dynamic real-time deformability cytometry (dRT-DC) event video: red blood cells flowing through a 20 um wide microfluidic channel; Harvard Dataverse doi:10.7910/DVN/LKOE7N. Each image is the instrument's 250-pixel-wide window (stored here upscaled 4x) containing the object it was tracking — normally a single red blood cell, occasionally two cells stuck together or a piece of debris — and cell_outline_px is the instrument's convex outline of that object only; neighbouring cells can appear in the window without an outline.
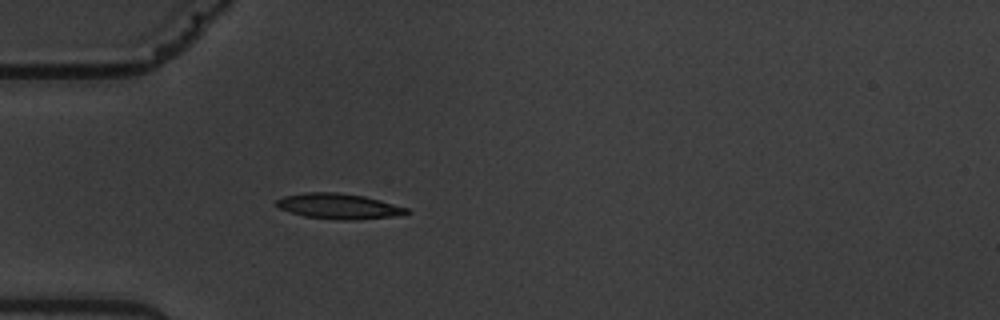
{"species": "common noctule bat (a hibernating species)", "species_latin": "Nyctalus noctula", "temperature_condition": "warm", "stored_images_in_passage": 2, "camera_frame_rate_fps": 3000, "um_per_image_px": 0.085, "animal": {"sex": "male", "body_mass_g": 19.5, "forearm_length_mm": 54.6}, "frame": {"image": 1, "passage_image": 2, "time_ms": 5.333, "image_size_px": [1000, 320], "cell_outline_px": [[412, 212], [392, 216], [352, 220], [344, 220], [304, 216], [280, 208], [276, 204], [276, 200], [284, 196], [304, 192], [336, 192], [364, 196], [380, 200], [408, 208]], "centroid_in_image_um": [28.79, 17.52], "position_along_channel_um": 56.2, "area_um2": 19.02}}